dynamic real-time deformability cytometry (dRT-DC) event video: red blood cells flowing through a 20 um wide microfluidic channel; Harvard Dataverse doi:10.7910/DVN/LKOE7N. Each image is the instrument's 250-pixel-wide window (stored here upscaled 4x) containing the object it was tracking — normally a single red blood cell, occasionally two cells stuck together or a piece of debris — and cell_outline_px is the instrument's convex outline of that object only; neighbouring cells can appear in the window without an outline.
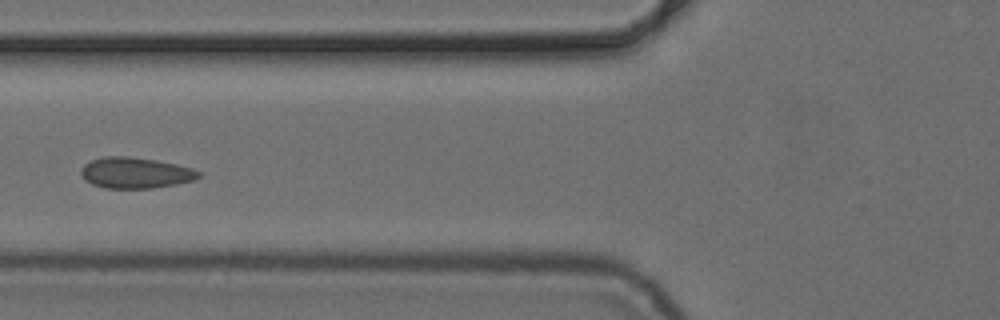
{"species": "common noctule bat (a hibernating species)", "species_latin": "Nyctalus noctula", "temperature_condition": "cold", "stored_images_in_passage": 6, "camera_frame_rate_fps": 3000, "um_per_image_px": 0.085, "animal": {"sex": "female", "body_mass_g": 24.6, "forearm_length_mm": 56.2}, "frame": {"image": 1, "passage_image": 6, "time_ms": 6.0, "image_size_px": [1000, 320], "cell_outline_px": [[204, 172], [200, 176], [192, 180], [176, 184], [152, 188], [104, 188], [92, 184], [84, 180], [80, 172], [80, 168], [84, 164], [92, 160], [104, 156], [128, 156], [156, 160], [176, 164], [192, 168]], "centroid_in_image_um": [11.5, 14.69], "position_along_channel_um": 114.3, "area_um2": 21.33}}